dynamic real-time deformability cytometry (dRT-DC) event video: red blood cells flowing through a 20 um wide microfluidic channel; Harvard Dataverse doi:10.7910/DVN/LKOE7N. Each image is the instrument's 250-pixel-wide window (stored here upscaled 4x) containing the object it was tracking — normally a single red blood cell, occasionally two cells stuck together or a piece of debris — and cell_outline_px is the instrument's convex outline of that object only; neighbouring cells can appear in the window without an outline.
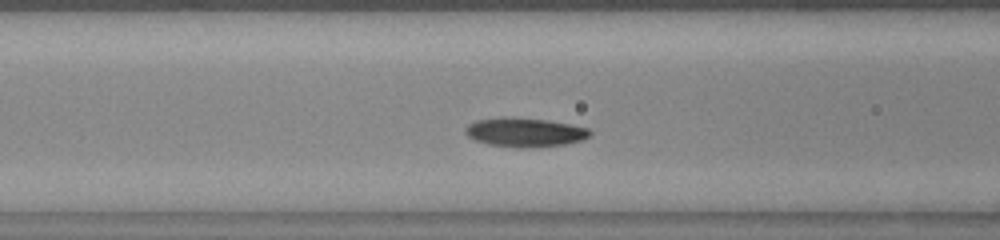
{"species": "common noctule bat (a hibernating species)", "species_latin": "Nyctalus noctula", "temperature_condition": "warm", "stored_images_in_passage": 48, "camera_frame_rate_fps": 3000, "um_per_image_px": 0.085, "animal": {"sex": "female", "body_mass_g": 23.0, "forearm_length_mm": 53.4}, "frame": {"image": 1, "passage_image": 15, "time_ms": 4.667, "image_size_px": [1000, 240], "cell_outline_px": [[592, 136], [584, 140], [568, 144], [532, 148], [516, 148], [488, 144], [476, 140], [468, 136], [464, 132], [464, 128], [468, 124], [476, 120], [544, 120], [568, 124], [588, 128], [592, 132]], "centroid_in_image_um": [44.69, 11.31], "position_along_channel_um": 121.9, "area_um2": 20.4}}
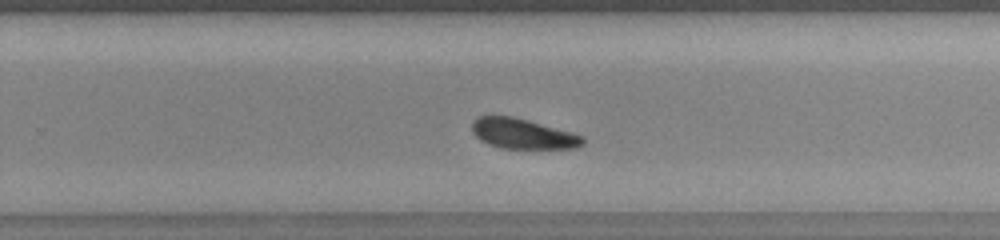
{"frame": {"image": 2, "passage_image": 28, "time_ms": 9.0, "image_size_px": [1000, 240], "cell_outline_px": [[584, 144], [576, 148], [500, 148], [488, 144], [480, 140], [472, 132], [472, 124], [480, 116], [512, 116], [528, 120], [584, 136]], "centroid_in_image_um": [44.44, 11.38], "position_along_channel_um": 285.4, "area_um2": 19.25}}
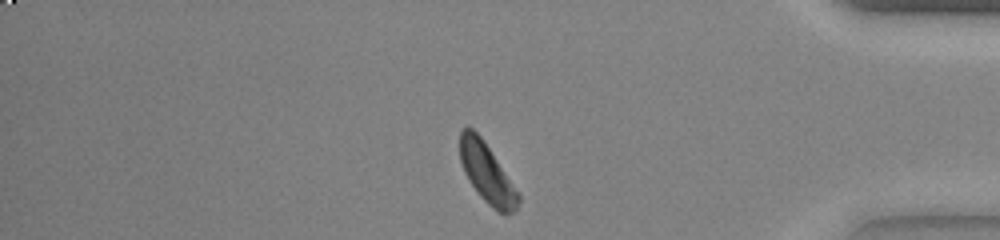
{"frame": {"image": 3, "passage_image": 39, "time_ms": 12.667, "image_size_px": [1000, 240], "cell_outline_px": [[520, 200], [516, 212], [500, 212], [492, 208], [480, 196], [468, 180], [464, 172], [460, 160], [460, 132], [464, 128], [472, 128], [480, 136], [520, 196]], "centroid_in_image_um": [41.36, 14.74], "position_along_channel_um": 393.8, "area_um2": 19.54}, "authors_computed_cell_mechanics": {"area_um2": 19.8543, "velocity_mm_per_s": 3.7788, "shape_relaxation_time_tau1_ms": 1.4678, "shape_relaxation_time_tau2_ms": 9.4813, "deformation_change_tau1": 0.0973, "deformation_change_tau2": 0.1709}}